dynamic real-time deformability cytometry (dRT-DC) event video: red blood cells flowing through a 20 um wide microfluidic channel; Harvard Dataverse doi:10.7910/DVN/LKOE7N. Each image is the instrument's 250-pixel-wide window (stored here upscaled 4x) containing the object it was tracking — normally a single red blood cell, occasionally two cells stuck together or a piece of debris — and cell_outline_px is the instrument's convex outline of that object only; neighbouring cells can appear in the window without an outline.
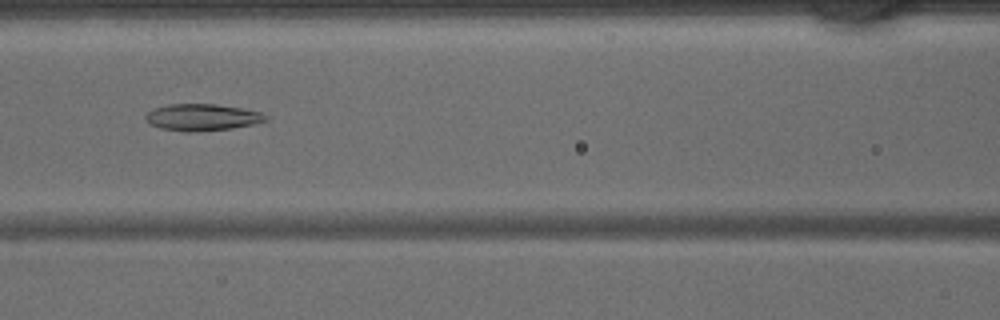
{"species": "common noctule bat (a hibernating species)", "species_latin": "Nyctalus noctula", "temperature_condition": "warm", "stored_images_in_passage": 44, "camera_frame_rate_fps": 3000, "um_per_image_px": 0.085, "animal": {"sex": "male", "body_mass_g": 15.6}, "frame": {"image": 1, "passage_image": 19, "time_ms": 6.0, "image_size_px": [1000, 320], "cell_outline_px": [[268, 120], [252, 124], [232, 128], [188, 132], [184, 132], [160, 128], [148, 124], [144, 116], [148, 112], [156, 108], [168, 104], [216, 104], [240, 108], [260, 112]], "centroid_in_image_um": [17.12, 9.97], "position_along_channel_um": 149.5, "area_um2": 18.5}}
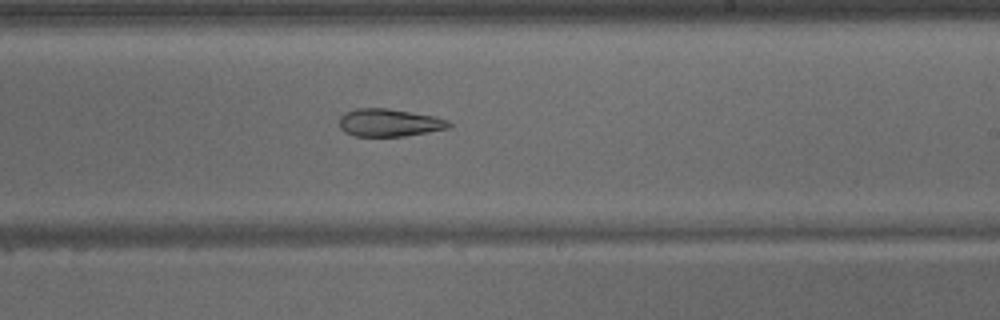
{"frame": {"image": 2, "passage_image": 26, "time_ms": 8.333, "image_size_px": [1000, 320], "cell_outline_px": [[452, 124], [448, 128], [428, 132], [404, 136], [356, 136], [344, 132], [340, 128], [340, 116], [344, 112], [356, 108], [388, 108], [436, 116], [448, 120]], "centroid_in_image_um": [33.08, 10.42], "position_along_channel_um": 255.9, "area_um2": 17.8}}
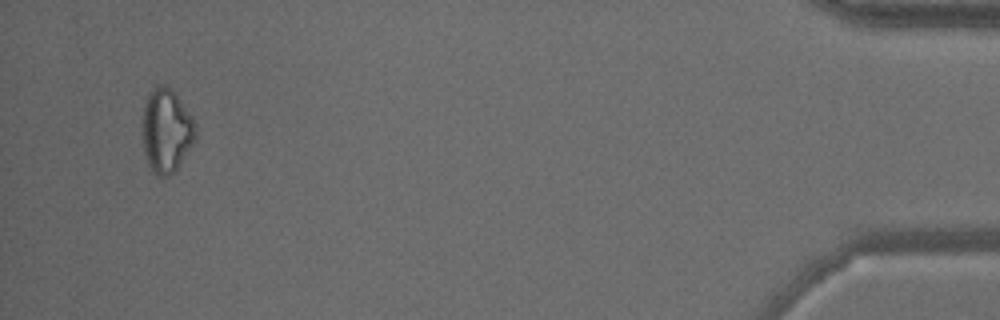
{"frame": {"image": 3, "passage_image": 42, "time_ms": 13.667, "image_size_px": [1000, 320], "cell_outline_px": [[196, 140], [176, 168], [168, 176], [156, 176], [152, 172], [148, 164], [144, 152], [144, 104], [148, 92], [152, 88], [160, 84], [168, 84], [176, 92], [192, 116], [196, 124]], "centroid_in_image_um": [14.17, 11.05], "position_along_channel_um": 421.0, "area_um2": 26.07}}